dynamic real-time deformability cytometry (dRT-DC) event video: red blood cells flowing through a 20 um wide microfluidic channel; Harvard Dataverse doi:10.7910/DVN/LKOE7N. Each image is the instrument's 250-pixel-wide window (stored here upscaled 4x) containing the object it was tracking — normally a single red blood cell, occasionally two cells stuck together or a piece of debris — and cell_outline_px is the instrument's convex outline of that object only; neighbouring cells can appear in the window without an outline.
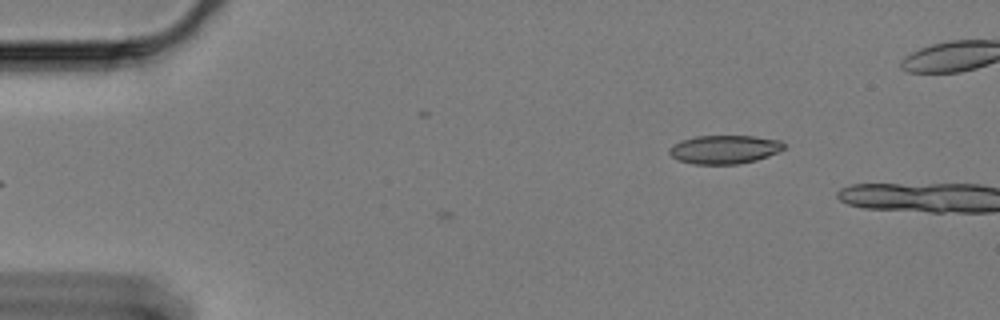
{"species": "Egyptian fruit bat (a non-hibernating species)", "species_latin": "Rousettus aegyptiacus", "temperature_condition": "cold", "stored_images_in_passage": 3, "camera_frame_rate_fps": 3000, "um_per_image_px": 0.085, "animal": {"sex": "female"}, "frame": {"image": 1, "passage_image": 3, "time_ms": 0.667, "image_size_px": [1000, 320], "cell_outline_px": [[784, 148], [768, 156], [756, 160], [736, 164], [692, 164], [680, 160], [672, 156], [668, 152], [668, 148], [672, 144], [680, 140], [696, 136], [752, 136], [780, 140], [784, 144]], "centroid_in_image_um": [61.53, 12.69], "position_along_channel_um": 23.5, "area_um2": 19.02}}